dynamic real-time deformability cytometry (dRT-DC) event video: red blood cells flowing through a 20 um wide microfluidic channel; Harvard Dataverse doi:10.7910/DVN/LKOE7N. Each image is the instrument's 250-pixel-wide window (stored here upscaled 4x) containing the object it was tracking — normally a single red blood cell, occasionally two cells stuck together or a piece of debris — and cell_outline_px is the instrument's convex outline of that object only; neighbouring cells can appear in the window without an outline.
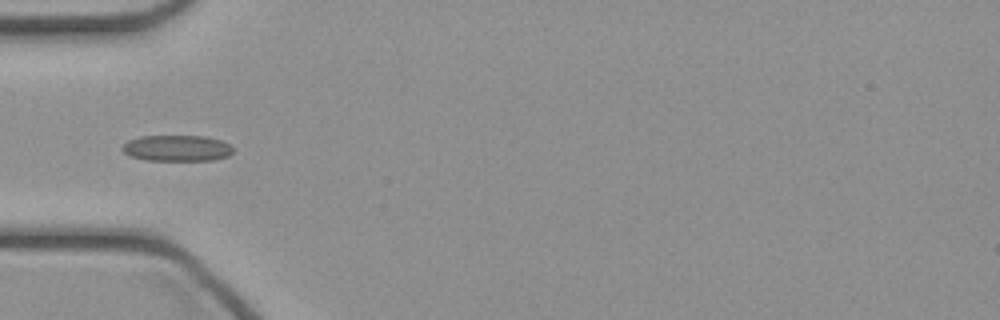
{"species": "common noctule bat (a hibernating species)", "species_latin": "Nyctalus noctula", "temperature_condition": "cold", "stored_images_in_passage": 32, "camera_frame_rate_fps": 3000, "um_per_image_px": 0.085, "animal": {"sex": "female", "body_mass_g": 21.9}, "frame": {"image": 1, "passage_image": 1, "time_ms": 0.0, "image_size_px": [1000, 320], "cell_outline_px": [[232, 152], [228, 156], [212, 160], [144, 160], [132, 156], [124, 152], [120, 148], [128, 140], [140, 136], [204, 136], [220, 140], [228, 144], [232, 148]], "centroid_in_image_um": [15.01, 12.59], "position_along_channel_um": 70.0, "area_um2": 16.7}}
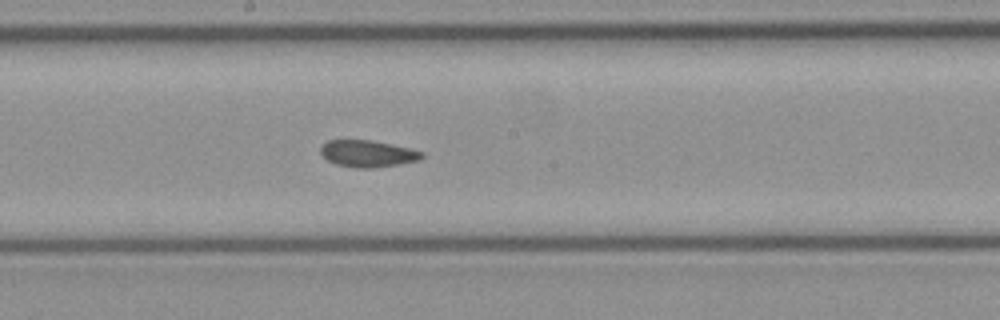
{"frame": {"image": 2, "passage_image": 11, "time_ms": 3.333, "image_size_px": [1000, 320], "cell_outline_px": [[424, 156], [420, 160], [372, 168], [356, 168], [336, 164], [328, 160], [320, 152], [320, 148], [328, 140], [368, 140], [408, 148], [424, 152]], "centroid_in_image_um": [31.24, 13.06], "position_along_channel_um": 217.0, "area_um2": 15.49}}
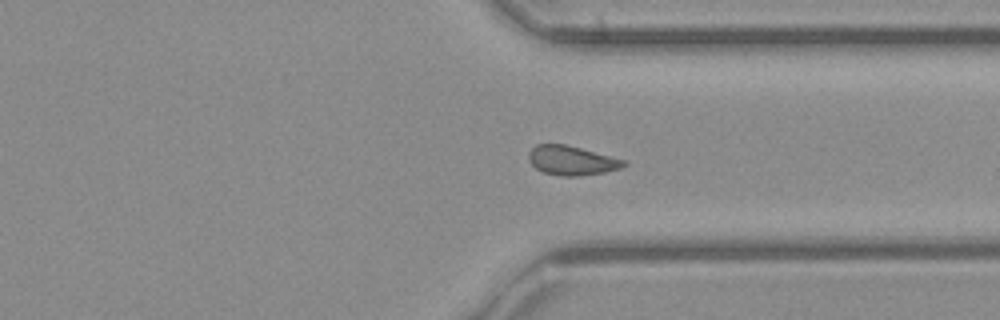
{"frame": {"image": 3, "passage_image": 21, "time_ms": 6.667, "image_size_px": [1000, 320], "cell_outline_px": [[628, 164], [620, 168], [604, 172], [576, 176], [560, 176], [544, 172], [536, 168], [528, 160], [528, 152], [536, 144], [564, 144], [628, 160]], "centroid_in_image_um": [48.6, 13.64], "position_along_channel_um": 362.8, "area_um2": 16.24}}